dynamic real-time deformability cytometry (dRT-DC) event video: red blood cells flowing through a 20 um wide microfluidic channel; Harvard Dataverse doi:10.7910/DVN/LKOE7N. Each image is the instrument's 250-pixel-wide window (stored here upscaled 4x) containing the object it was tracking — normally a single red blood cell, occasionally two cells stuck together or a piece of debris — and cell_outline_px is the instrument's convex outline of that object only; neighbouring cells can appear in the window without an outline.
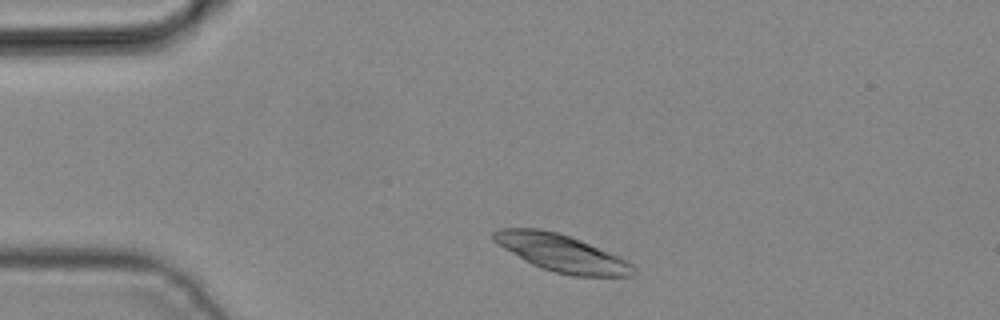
{"species": "common noctule bat (a hibernating species)", "species_latin": "Nyctalus noctula", "temperature_condition": "cold", "stored_images_in_passage": 2, "camera_frame_rate_fps": 3000, "um_per_image_px": 0.085, "animal": {"sex": "male", "body_mass_g": 19.2, "forearm_length_mm": 51.8}, "frame": {"image": 1, "passage_image": 2, "time_ms": 0.333, "image_size_px": [1000, 320], "cell_outline_px": [[636, 272], [632, 276], [576, 276], [556, 272], [532, 264], [524, 260], [496, 244], [492, 240], [492, 232], [500, 228], [540, 228], [556, 232], [580, 240], [616, 256], [632, 264]], "centroid_in_image_um": [47.67, 21.5], "position_along_channel_um": 37.3, "area_um2": 29.77}}